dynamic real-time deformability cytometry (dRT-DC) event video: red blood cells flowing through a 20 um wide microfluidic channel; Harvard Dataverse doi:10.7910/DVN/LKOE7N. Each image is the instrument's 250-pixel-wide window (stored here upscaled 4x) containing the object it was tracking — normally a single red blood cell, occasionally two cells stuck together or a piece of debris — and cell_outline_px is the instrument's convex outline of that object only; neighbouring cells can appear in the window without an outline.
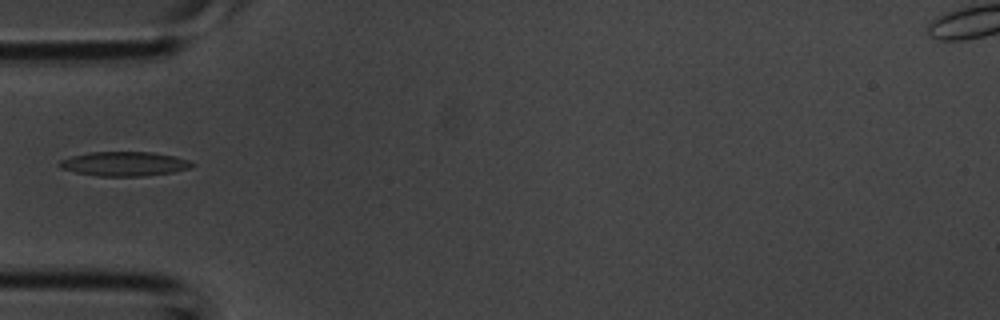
{"species": "common noctule bat (a hibernating species)", "species_latin": "Nyctalus noctula", "temperature_condition": "room temperature", "stored_images_in_passage": 3, "camera_frame_rate_fps": 3000, "um_per_image_px": 0.085, "animal": {"sex": "male", "body_mass_g": 20.1, "forearm_length_mm": 53.5}, "frame": {"image": 1, "passage_image": 3, "time_ms": 0.667, "image_size_px": [1000, 320], "cell_outline_px": [[196, 164], [192, 168], [172, 172], [144, 176], [100, 176], [76, 172], [60, 168], [56, 164], [60, 160], [72, 156], [88, 152], [152, 152], [176, 156], [188, 160]], "centroid_in_image_um": [10.58, 13.92], "position_along_channel_um": 74.4, "area_um2": 18.9}}